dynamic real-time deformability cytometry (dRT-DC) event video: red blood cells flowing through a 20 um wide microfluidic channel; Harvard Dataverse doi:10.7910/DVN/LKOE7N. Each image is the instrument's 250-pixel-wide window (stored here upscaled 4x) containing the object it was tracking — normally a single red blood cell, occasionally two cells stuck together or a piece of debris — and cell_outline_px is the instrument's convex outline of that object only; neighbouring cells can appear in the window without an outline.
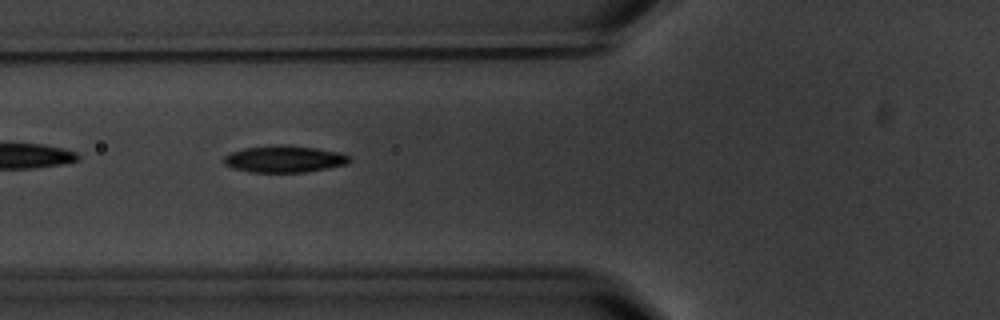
{"species": "common noctule bat (a hibernating species)", "species_latin": "Nyctalus noctula", "temperature_condition": "warm", "stored_images_in_passage": 6, "camera_frame_rate_fps": 3000, "um_per_image_px": 0.085, "animal": {"sex": "male", "body_mass_g": 20.1, "forearm_length_mm": 53.5}, "frame": {"image": 1, "passage_image": 5, "time_ms": 6.0, "image_size_px": [1000, 320], "cell_outline_px": [[352, 160], [348, 164], [328, 168], [304, 172], [248, 172], [232, 168], [224, 164], [224, 156], [232, 152], [244, 148], [276, 144], [280, 144], [316, 148], [340, 152], [352, 156]], "centroid_in_image_um": [24.2, 13.51], "position_along_channel_um": 101.6, "area_um2": 19.83}}
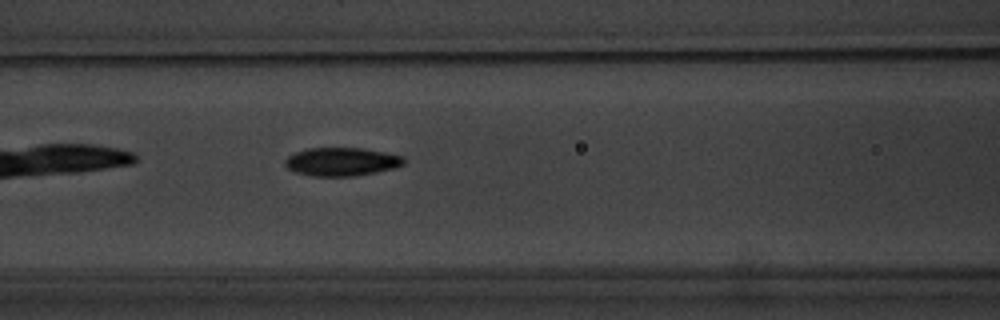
{"frame": {"image": 2, "passage_image": 6, "time_ms": 7.0, "image_size_px": [1000, 320], "cell_outline_px": [[404, 164], [396, 168], [356, 176], [312, 176], [296, 172], [288, 168], [284, 164], [284, 160], [288, 156], [296, 152], [308, 148], [364, 148], [404, 156]], "centroid_in_image_um": [29.05, 13.74], "position_along_channel_um": 137.5, "area_um2": 19.71}}